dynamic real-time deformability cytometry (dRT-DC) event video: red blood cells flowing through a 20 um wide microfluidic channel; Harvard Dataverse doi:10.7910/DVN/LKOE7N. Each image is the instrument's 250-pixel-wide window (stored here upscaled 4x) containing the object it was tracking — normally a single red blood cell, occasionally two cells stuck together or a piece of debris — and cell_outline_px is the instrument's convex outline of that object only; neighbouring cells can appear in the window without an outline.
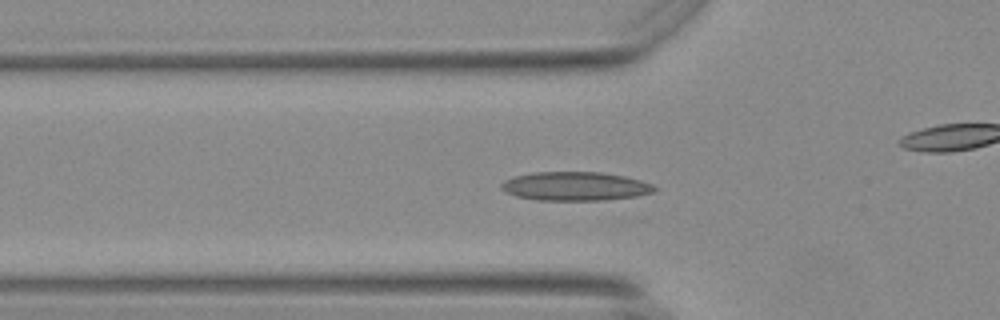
{"species": "Egyptian fruit bat (a non-hibernating species)", "species_latin": "Rousettus aegyptiacus", "temperature_condition": "warm", "stored_images_in_passage": 56, "camera_frame_rate_fps": 3000, "um_per_image_px": 0.085, "animal": {"sex": "female"}, "frame": {"image": 1, "passage_image": 19, "time_ms": 6.0, "image_size_px": [1000, 320], "cell_outline_px": [[656, 192], [636, 196], [604, 200], [536, 200], [516, 196], [500, 188], [500, 184], [504, 180], [516, 176], [532, 172], [600, 172], [624, 176], [640, 180], [652, 184], [656, 188]], "centroid_in_image_um": [48.9, 15.83], "position_along_channel_um": 76.9, "area_um2": 25.66}}
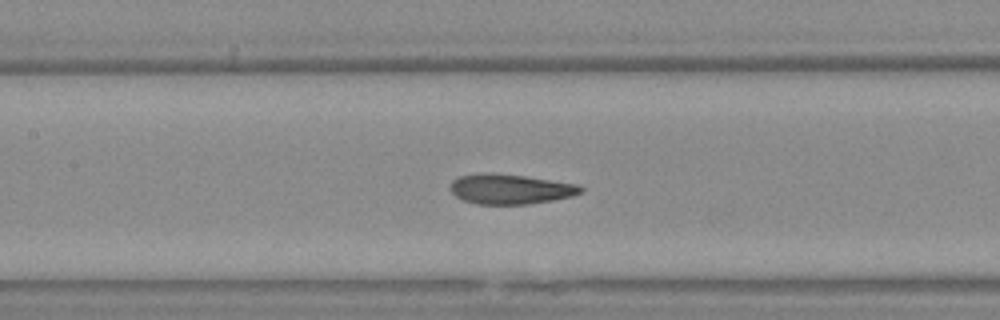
{"frame": {"image": 2, "passage_image": 26, "time_ms": 8.333, "image_size_px": [1000, 320], "cell_outline_px": [[584, 192], [572, 196], [552, 200], [528, 204], [476, 204], [464, 200], [456, 196], [448, 188], [452, 180], [460, 176], [484, 172], [492, 172], [524, 176], [576, 184], [584, 188]], "centroid_in_image_um": [43.35, 16.06], "position_along_channel_um": 164.1, "area_um2": 22.83}}
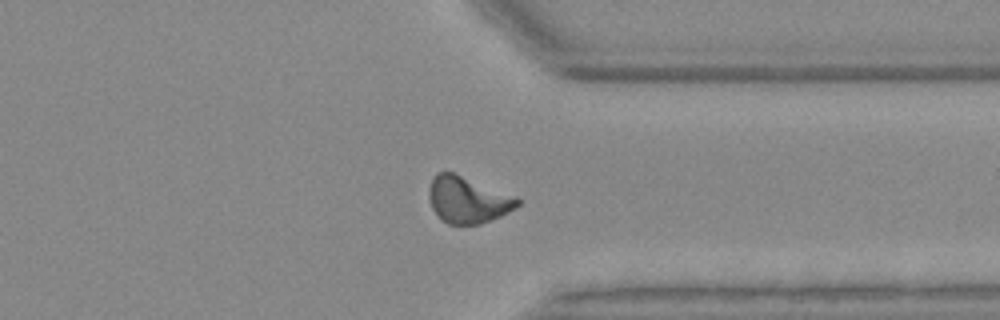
{"frame": {"image": 3, "passage_image": 43, "time_ms": 14.0, "image_size_px": [1000, 320], "cell_outline_px": [[520, 204], [516, 208], [492, 220], [480, 224], [448, 224], [440, 220], [432, 208], [428, 196], [428, 192], [432, 180], [436, 172], [452, 172], [516, 196], [520, 200]], "centroid_in_image_um": [39.75, 17.0], "position_along_channel_um": 371.7, "area_um2": 23.99}, "authors_computed_cell_mechanics": {"area_um2": 23.2067, "velocity_mm_per_s": 3.7081, "shape_relaxation_time_tau1_ms": 9.6211, "shape_relaxation_time_tau2_ms": 1.7399, "deformation_change_tau1": 0.2334, "deformation_change_tau2": 0.0867}}